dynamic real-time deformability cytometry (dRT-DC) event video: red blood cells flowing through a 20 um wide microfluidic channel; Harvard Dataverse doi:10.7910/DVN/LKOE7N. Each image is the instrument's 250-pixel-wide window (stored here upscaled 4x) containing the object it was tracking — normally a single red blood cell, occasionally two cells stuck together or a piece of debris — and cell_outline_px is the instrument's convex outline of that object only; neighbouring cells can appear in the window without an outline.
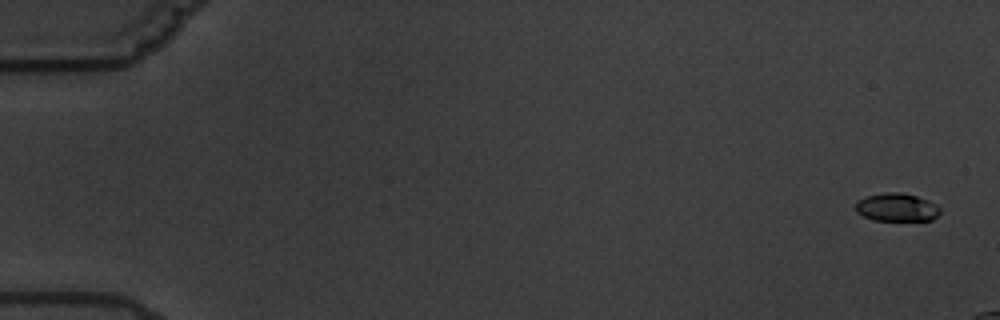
{"species": "common noctule bat (a hibernating species)", "species_latin": "Nyctalus noctula", "temperature_condition": "warm", "stored_images_in_passage": 4, "camera_frame_rate_fps": 3000, "um_per_image_px": 0.085, "animal": {"sex": "male", "body_mass_g": 19.5, "forearm_length_mm": 54.6}, "frame": {"image": 1, "passage_image": 1, "time_ms": 0.0, "image_size_px": [1000, 320], "cell_outline_px": [[940, 212], [932, 220], [872, 220], [856, 212], [856, 204], [864, 196], [884, 192], [900, 192], [916, 196], [928, 200], [936, 204], [940, 208]], "centroid_in_image_um": [76.22, 17.61], "position_along_channel_um": 8.8, "area_um2": 13.81}}